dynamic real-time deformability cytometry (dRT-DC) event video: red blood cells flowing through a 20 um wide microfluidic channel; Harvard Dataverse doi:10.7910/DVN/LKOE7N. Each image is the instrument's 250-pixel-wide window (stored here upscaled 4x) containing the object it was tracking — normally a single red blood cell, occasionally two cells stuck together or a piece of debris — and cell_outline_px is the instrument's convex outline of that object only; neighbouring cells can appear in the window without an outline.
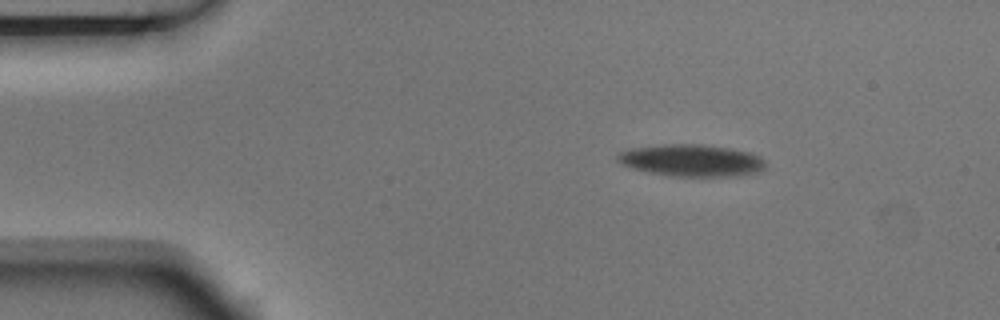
{"species": "Egyptian fruit bat (a non-hibernating species)", "species_latin": "Rousettus aegyptiacus", "temperature_condition": "room temperature", "stored_images_in_passage": 4, "camera_frame_rate_fps": 3000, "um_per_image_px": 0.085, "animal": {"sex": "male"}, "frame": {"image": 1, "passage_image": 2, "time_ms": 0.333, "image_size_px": [1000, 320], "cell_outline_px": [[768, 168], [760, 172], [740, 176], [676, 176], [648, 172], [628, 168], [620, 164], [616, 160], [616, 156], [620, 152], [632, 148], [664, 144], [704, 144], [732, 148], [752, 152], [760, 156], [768, 164]], "centroid_in_image_um": [58.84, 13.63], "position_along_channel_um": 26.2, "area_um2": 28.21}}